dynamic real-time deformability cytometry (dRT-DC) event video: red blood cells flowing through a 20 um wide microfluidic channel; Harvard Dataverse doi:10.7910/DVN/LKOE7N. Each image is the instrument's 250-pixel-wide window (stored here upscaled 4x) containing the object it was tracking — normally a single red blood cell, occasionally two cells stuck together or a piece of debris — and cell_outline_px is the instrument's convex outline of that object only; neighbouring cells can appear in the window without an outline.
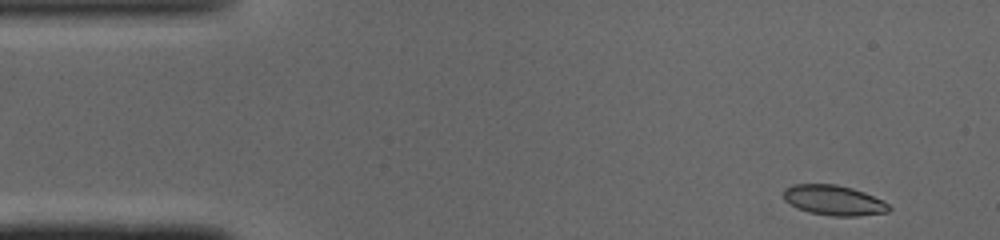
{"species": "common noctule bat (a hibernating species)", "species_latin": "Nyctalus noctula", "temperature_condition": "cold", "stored_images_in_passage": 46, "camera_frame_rate_fps": 3000, "um_per_image_px": 0.085, "animal": {"sex": "male", "body_mass_g": 19.0, "forearm_length_mm": 50.8}, "frame": {"image": 1, "passage_image": 1, "time_ms": 0.0, "image_size_px": [1000, 240], "cell_outline_px": [[892, 208], [888, 212], [856, 216], [832, 216], [808, 212], [796, 208], [784, 200], [784, 188], [792, 184], [836, 184], [852, 188], [864, 192], [884, 200]], "centroid_in_image_um": [70.87, 17.02], "position_along_channel_um": 14.1, "area_um2": 18.67}}
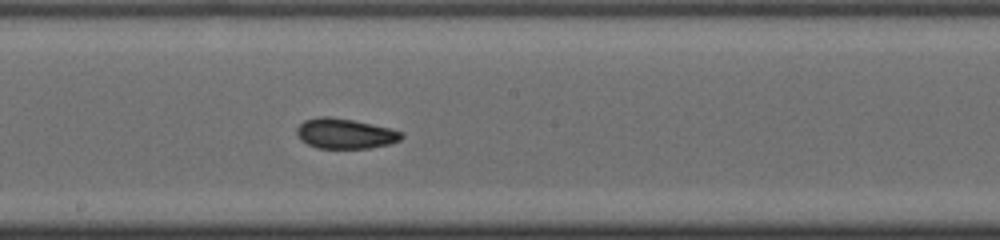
{"frame": {"image": 2, "passage_image": 23, "time_ms": 7.333, "image_size_px": [1000, 240], "cell_outline_px": [[404, 136], [400, 140], [388, 144], [368, 148], [316, 148], [300, 140], [296, 132], [296, 128], [304, 120], [320, 116], [328, 116], [352, 120], [392, 128], [404, 132]], "centroid_in_image_um": [29.33, 11.35], "position_along_channel_um": 218.9, "area_um2": 18.5}}
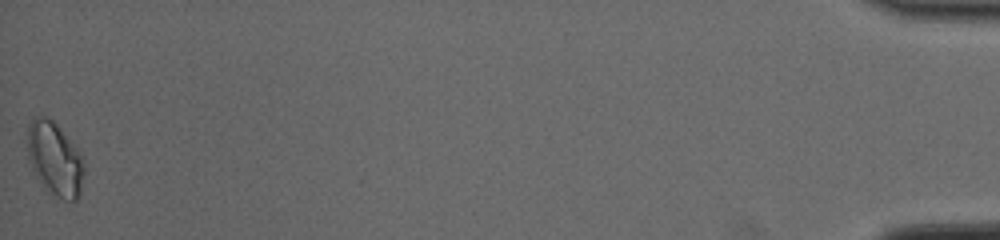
{"frame": {"image": 3, "passage_image": 46, "time_ms": 15.0, "image_size_px": [1000, 240], "cell_outline_px": [[84, 172], [80, 196], [76, 200], [64, 200], [48, 192], [40, 184], [28, 160], [28, 124], [36, 116], [44, 116], [52, 120], [56, 124], [80, 152], [84, 164]], "centroid_in_image_um": [4.66, 13.54], "position_along_channel_um": 430.5, "area_um2": 24.33}, "authors_computed_cell_mechanics": {"area_um2": 18.5249, "velocity_mm_per_s": 4.09, "shape_relaxation_time_tau1_ms": null, "shape_relaxation_time_tau2_ms": 2.0055, "deformation_change_tau1": null, "deformation_change_tau2": 0.0664}}